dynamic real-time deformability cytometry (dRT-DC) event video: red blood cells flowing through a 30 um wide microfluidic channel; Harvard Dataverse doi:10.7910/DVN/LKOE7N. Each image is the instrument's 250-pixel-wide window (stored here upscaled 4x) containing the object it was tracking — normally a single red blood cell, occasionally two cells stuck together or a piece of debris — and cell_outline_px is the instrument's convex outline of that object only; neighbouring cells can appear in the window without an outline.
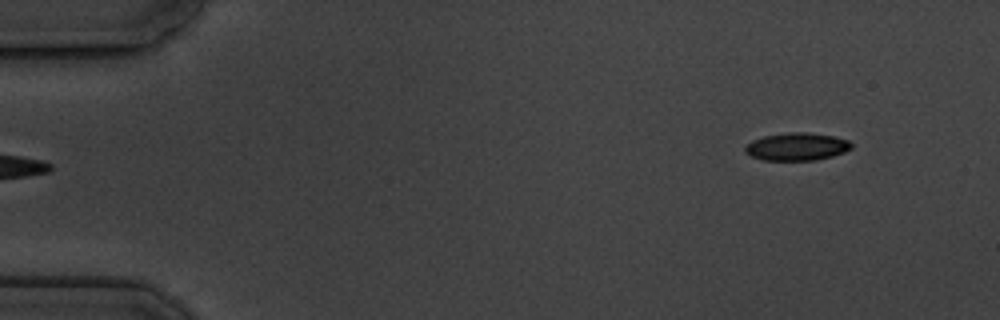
{"species": "common noctule bat (a hibernating species)", "species_latin": "Nyctalus noctula", "temperature_condition": "cold", "stored_images_in_passage": 5, "segment_of_instrument_passage": [2, 2], "camera_frame_rate_fps": 3000, "um_per_image_px": 0.085, "animal": {"sex": "male", "body_mass_g": 19.5, "forearm_length_mm": 54.6}, "frame": {"image": 1, "passage_image": 5, "time_ms": 4.667, "image_size_px": [1000, 320], "cell_outline_px": [[852, 148], [844, 152], [832, 156], [816, 160], [764, 160], [752, 156], [744, 152], [744, 148], [752, 140], [764, 136], [788, 132], [808, 132], [832, 136], [848, 140], [852, 144]], "centroid_in_image_um": [67.73, 12.46], "position_along_channel_um": 17.3, "area_um2": 17.11}}